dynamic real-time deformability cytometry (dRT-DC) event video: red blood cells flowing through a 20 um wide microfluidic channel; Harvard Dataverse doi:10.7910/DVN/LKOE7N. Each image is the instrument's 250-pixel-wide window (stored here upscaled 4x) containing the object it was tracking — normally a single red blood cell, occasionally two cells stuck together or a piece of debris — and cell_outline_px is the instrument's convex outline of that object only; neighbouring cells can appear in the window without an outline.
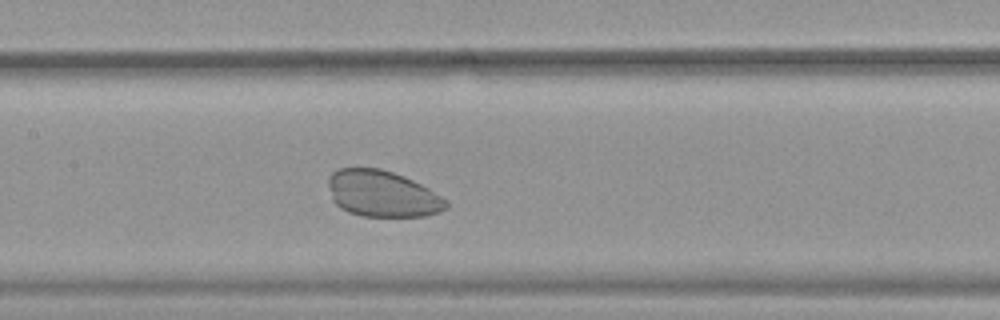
{"species": "common noctule bat (a hibernating species)", "species_latin": "Nyctalus noctula", "temperature_condition": "warm", "stored_images_in_passage": 46, "camera_frame_rate_fps": 3000, "um_per_image_px": 0.085, "animal": {"sex": "female", "body_mass_g": 19.9}, "frame": {"image": 1, "passage_image": 19, "time_ms": 6.0, "image_size_px": [1000, 320], "cell_outline_px": [[448, 208], [440, 212], [424, 216], [360, 216], [348, 212], [340, 208], [332, 200], [328, 184], [328, 176], [336, 168], [380, 168], [404, 176], [428, 188], [440, 196], [448, 204]], "centroid_in_image_um": [32.46, 16.47], "position_along_channel_um": 174.9, "area_um2": 31.85}}
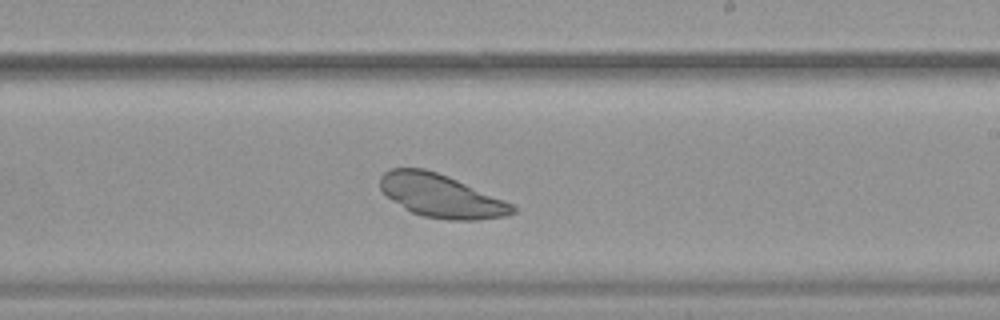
{"frame": {"image": 2, "passage_image": 25, "time_ms": 8.0, "image_size_px": [1000, 320], "cell_outline_px": [[516, 212], [504, 216], [476, 220], [448, 220], [420, 216], [404, 208], [392, 200], [380, 188], [380, 176], [384, 172], [392, 168], [424, 168], [448, 176], [504, 200], [512, 204], [516, 208]], "centroid_in_image_um": [37.47, 16.65], "position_along_channel_um": 251.5, "area_um2": 33.06}}
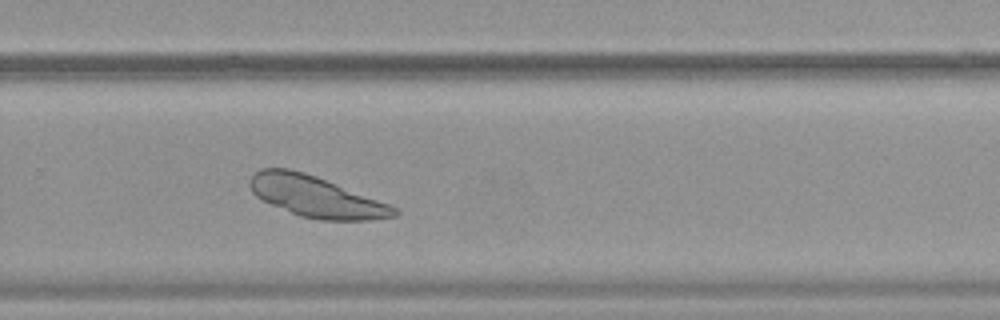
{"frame": {"image": 3, "passage_image": 29, "time_ms": 9.333, "image_size_px": [1000, 320], "cell_outline_px": [[400, 212], [396, 216], [372, 220], [320, 220], [300, 216], [260, 200], [252, 192], [248, 184], [252, 176], [260, 168], [288, 168], [304, 172], [316, 176], [388, 204], [396, 208]], "centroid_in_image_um": [26.82, 16.72], "position_along_channel_um": 303.0, "area_um2": 34.33}}